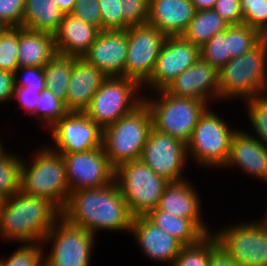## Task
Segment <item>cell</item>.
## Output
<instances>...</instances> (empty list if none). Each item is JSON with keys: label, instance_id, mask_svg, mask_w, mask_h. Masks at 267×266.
I'll return each mask as SVG.
<instances>
[{"label": "cell", "instance_id": "6da1fadb", "mask_svg": "<svg viewBox=\"0 0 267 266\" xmlns=\"http://www.w3.org/2000/svg\"><path fill=\"white\" fill-rule=\"evenodd\" d=\"M61 217L96 236L102 230L129 233L134 216L114 180L107 186L70 192Z\"/></svg>", "mask_w": 267, "mask_h": 266}, {"label": "cell", "instance_id": "7a4b0ae2", "mask_svg": "<svg viewBox=\"0 0 267 266\" xmlns=\"http://www.w3.org/2000/svg\"><path fill=\"white\" fill-rule=\"evenodd\" d=\"M61 217L48 199L21 191L3 198L0 209V238L20 243H43L46 234Z\"/></svg>", "mask_w": 267, "mask_h": 266}, {"label": "cell", "instance_id": "3957f363", "mask_svg": "<svg viewBox=\"0 0 267 266\" xmlns=\"http://www.w3.org/2000/svg\"><path fill=\"white\" fill-rule=\"evenodd\" d=\"M219 99L267 94V37L246 53L231 58L219 71Z\"/></svg>", "mask_w": 267, "mask_h": 266}, {"label": "cell", "instance_id": "277c9868", "mask_svg": "<svg viewBox=\"0 0 267 266\" xmlns=\"http://www.w3.org/2000/svg\"><path fill=\"white\" fill-rule=\"evenodd\" d=\"M34 154L30 164L22 161L20 191L46 198L62 211L70 194L62 154L49 146H43Z\"/></svg>", "mask_w": 267, "mask_h": 266}, {"label": "cell", "instance_id": "5b68a950", "mask_svg": "<svg viewBox=\"0 0 267 266\" xmlns=\"http://www.w3.org/2000/svg\"><path fill=\"white\" fill-rule=\"evenodd\" d=\"M152 128V115L145 101L103 128L102 147L111 166L116 169L122 163L140 159Z\"/></svg>", "mask_w": 267, "mask_h": 266}, {"label": "cell", "instance_id": "8992f818", "mask_svg": "<svg viewBox=\"0 0 267 266\" xmlns=\"http://www.w3.org/2000/svg\"><path fill=\"white\" fill-rule=\"evenodd\" d=\"M155 93L156 98L144 96L152 115L153 128L187 144L200 116L210 105L202 100L173 96L165 90Z\"/></svg>", "mask_w": 267, "mask_h": 266}, {"label": "cell", "instance_id": "52a82bcc", "mask_svg": "<svg viewBox=\"0 0 267 266\" xmlns=\"http://www.w3.org/2000/svg\"><path fill=\"white\" fill-rule=\"evenodd\" d=\"M114 180L133 216L146 215L155 209L170 182L157 175L141 159L118 166L115 169Z\"/></svg>", "mask_w": 267, "mask_h": 266}, {"label": "cell", "instance_id": "ba28073f", "mask_svg": "<svg viewBox=\"0 0 267 266\" xmlns=\"http://www.w3.org/2000/svg\"><path fill=\"white\" fill-rule=\"evenodd\" d=\"M230 127L219 114L208 107L200 116L187 142L188 156L197 165L222 168L227 162L232 136L238 130Z\"/></svg>", "mask_w": 267, "mask_h": 266}, {"label": "cell", "instance_id": "9c48e42d", "mask_svg": "<svg viewBox=\"0 0 267 266\" xmlns=\"http://www.w3.org/2000/svg\"><path fill=\"white\" fill-rule=\"evenodd\" d=\"M141 88L143 87L133 79L110 76L93 95L84 112L103 129L144 101V95L138 93Z\"/></svg>", "mask_w": 267, "mask_h": 266}, {"label": "cell", "instance_id": "30bf717a", "mask_svg": "<svg viewBox=\"0 0 267 266\" xmlns=\"http://www.w3.org/2000/svg\"><path fill=\"white\" fill-rule=\"evenodd\" d=\"M95 237L60 217L43 241L44 245L52 244L50 251L44 255L45 266H90Z\"/></svg>", "mask_w": 267, "mask_h": 266}, {"label": "cell", "instance_id": "8fae6325", "mask_svg": "<svg viewBox=\"0 0 267 266\" xmlns=\"http://www.w3.org/2000/svg\"><path fill=\"white\" fill-rule=\"evenodd\" d=\"M212 233L239 265L267 266V226L261 220L238 221Z\"/></svg>", "mask_w": 267, "mask_h": 266}, {"label": "cell", "instance_id": "7c38bea8", "mask_svg": "<svg viewBox=\"0 0 267 266\" xmlns=\"http://www.w3.org/2000/svg\"><path fill=\"white\" fill-rule=\"evenodd\" d=\"M127 34V61L122 77L137 81L142 87L151 78L166 35L148 23L130 26Z\"/></svg>", "mask_w": 267, "mask_h": 266}, {"label": "cell", "instance_id": "4fadbf2b", "mask_svg": "<svg viewBox=\"0 0 267 266\" xmlns=\"http://www.w3.org/2000/svg\"><path fill=\"white\" fill-rule=\"evenodd\" d=\"M188 158L184 141L154 128L149 133L140 157L157 175L170 182L185 180L182 174Z\"/></svg>", "mask_w": 267, "mask_h": 266}, {"label": "cell", "instance_id": "5bb4252c", "mask_svg": "<svg viewBox=\"0 0 267 266\" xmlns=\"http://www.w3.org/2000/svg\"><path fill=\"white\" fill-rule=\"evenodd\" d=\"M49 131L56 145L50 149L56 153H77L102 147L103 129L85 112L69 111Z\"/></svg>", "mask_w": 267, "mask_h": 266}, {"label": "cell", "instance_id": "9a60e30c", "mask_svg": "<svg viewBox=\"0 0 267 266\" xmlns=\"http://www.w3.org/2000/svg\"><path fill=\"white\" fill-rule=\"evenodd\" d=\"M201 58L200 47L180 36H167L157 57L151 78L145 90H164L183 71Z\"/></svg>", "mask_w": 267, "mask_h": 266}, {"label": "cell", "instance_id": "2e32d148", "mask_svg": "<svg viewBox=\"0 0 267 266\" xmlns=\"http://www.w3.org/2000/svg\"><path fill=\"white\" fill-rule=\"evenodd\" d=\"M66 166L69 191L99 188L114 181L115 169L103 147L77 153L62 154Z\"/></svg>", "mask_w": 267, "mask_h": 266}, {"label": "cell", "instance_id": "e0dca14e", "mask_svg": "<svg viewBox=\"0 0 267 266\" xmlns=\"http://www.w3.org/2000/svg\"><path fill=\"white\" fill-rule=\"evenodd\" d=\"M164 90L173 96L202 100L209 104L215 98L219 99L218 70L200 58Z\"/></svg>", "mask_w": 267, "mask_h": 266}, {"label": "cell", "instance_id": "ac0fdd59", "mask_svg": "<svg viewBox=\"0 0 267 266\" xmlns=\"http://www.w3.org/2000/svg\"><path fill=\"white\" fill-rule=\"evenodd\" d=\"M127 49L126 30H101L82 58L108 77L123 76Z\"/></svg>", "mask_w": 267, "mask_h": 266}, {"label": "cell", "instance_id": "d6986e66", "mask_svg": "<svg viewBox=\"0 0 267 266\" xmlns=\"http://www.w3.org/2000/svg\"><path fill=\"white\" fill-rule=\"evenodd\" d=\"M130 235L134 237L140 246L139 249L141 248L140 250L146 257L148 256V259L157 263H168L170 266L184 246L176 238L152 223L145 215L133 217Z\"/></svg>", "mask_w": 267, "mask_h": 266}, {"label": "cell", "instance_id": "ffe728a7", "mask_svg": "<svg viewBox=\"0 0 267 266\" xmlns=\"http://www.w3.org/2000/svg\"><path fill=\"white\" fill-rule=\"evenodd\" d=\"M238 129L232 136L230 152L223 168L239 167L263 183H267V147L253 134Z\"/></svg>", "mask_w": 267, "mask_h": 266}, {"label": "cell", "instance_id": "44dd1931", "mask_svg": "<svg viewBox=\"0 0 267 266\" xmlns=\"http://www.w3.org/2000/svg\"><path fill=\"white\" fill-rule=\"evenodd\" d=\"M108 76L82 57H73L65 107L68 111L84 112L93 95Z\"/></svg>", "mask_w": 267, "mask_h": 266}, {"label": "cell", "instance_id": "7402d4cb", "mask_svg": "<svg viewBox=\"0 0 267 266\" xmlns=\"http://www.w3.org/2000/svg\"><path fill=\"white\" fill-rule=\"evenodd\" d=\"M195 13L191 0H149L147 23L166 36H180L187 30Z\"/></svg>", "mask_w": 267, "mask_h": 266}, {"label": "cell", "instance_id": "603a6c76", "mask_svg": "<svg viewBox=\"0 0 267 266\" xmlns=\"http://www.w3.org/2000/svg\"><path fill=\"white\" fill-rule=\"evenodd\" d=\"M99 29L83 20L65 14L58 31L54 34L55 49L64 56L83 57L95 42Z\"/></svg>", "mask_w": 267, "mask_h": 266}, {"label": "cell", "instance_id": "cb8c5ba5", "mask_svg": "<svg viewBox=\"0 0 267 266\" xmlns=\"http://www.w3.org/2000/svg\"><path fill=\"white\" fill-rule=\"evenodd\" d=\"M187 180L185 177V180L169 182L157 208L178 217L203 219L201 217L203 208H201L197 188H194V185Z\"/></svg>", "mask_w": 267, "mask_h": 266}, {"label": "cell", "instance_id": "d4e9b609", "mask_svg": "<svg viewBox=\"0 0 267 266\" xmlns=\"http://www.w3.org/2000/svg\"><path fill=\"white\" fill-rule=\"evenodd\" d=\"M56 54L53 34L19 27V67H44Z\"/></svg>", "mask_w": 267, "mask_h": 266}, {"label": "cell", "instance_id": "484cf974", "mask_svg": "<svg viewBox=\"0 0 267 266\" xmlns=\"http://www.w3.org/2000/svg\"><path fill=\"white\" fill-rule=\"evenodd\" d=\"M145 216L184 246L195 244L211 233L206 223L202 221L203 219L178 217L159 210L157 207Z\"/></svg>", "mask_w": 267, "mask_h": 266}, {"label": "cell", "instance_id": "4316f807", "mask_svg": "<svg viewBox=\"0 0 267 266\" xmlns=\"http://www.w3.org/2000/svg\"><path fill=\"white\" fill-rule=\"evenodd\" d=\"M64 15L57 0H25L22 27L54 35Z\"/></svg>", "mask_w": 267, "mask_h": 266}, {"label": "cell", "instance_id": "83f0119b", "mask_svg": "<svg viewBox=\"0 0 267 266\" xmlns=\"http://www.w3.org/2000/svg\"><path fill=\"white\" fill-rule=\"evenodd\" d=\"M229 24L213 9L196 11L183 37L194 45L202 47L217 33L223 32Z\"/></svg>", "mask_w": 267, "mask_h": 266}, {"label": "cell", "instance_id": "f1b7e54d", "mask_svg": "<svg viewBox=\"0 0 267 266\" xmlns=\"http://www.w3.org/2000/svg\"><path fill=\"white\" fill-rule=\"evenodd\" d=\"M73 56L56 54L44 65L46 88L66 102L68 84L72 72Z\"/></svg>", "mask_w": 267, "mask_h": 266}, {"label": "cell", "instance_id": "f546056e", "mask_svg": "<svg viewBox=\"0 0 267 266\" xmlns=\"http://www.w3.org/2000/svg\"><path fill=\"white\" fill-rule=\"evenodd\" d=\"M264 36L256 29L245 24L229 25L227 46L231 58L238 57L254 48Z\"/></svg>", "mask_w": 267, "mask_h": 266}, {"label": "cell", "instance_id": "4dcf8cb0", "mask_svg": "<svg viewBox=\"0 0 267 266\" xmlns=\"http://www.w3.org/2000/svg\"><path fill=\"white\" fill-rule=\"evenodd\" d=\"M23 159L14 153L0 155V196L10 197L20 191L21 165Z\"/></svg>", "mask_w": 267, "mask_h": 266}, {"label": "cell", "instance_id": "1f68e13d", "mask_svg": "<svg viewBox=\"0 0 267 266\" xmlns=\"http://www.w3.org/2000/svg\"><path fill=\"white\" fill-rule=\"evenodd\" d=\"M68 112L64 101L45 88L40 92L37 110L33 116H38L36 118H38L39 123H45L44 125L48 130Z\"/></svg>", "mask_w": 267, "mask_h": 266}, {"label": "cell", "instance_id": "d6a6232c", "mask_svg": "<svg viewBox=\"0 0 267 266\" xmlns=\"http://www.w3.org/2000/svg\"><path fill=\"white\" fill-rule=\"evenodd\" d=\"M211 254V233L199 242L183 246L172 266H209Z\"/></svg>", "mask_w": 267, "mask_h": 266}, {"label": "cell", "instance_id": "836d02e7", "mask_svg": "<svg viewBox=\"0 0 267 266\" xmlns=\"http://www.w3.org/2000/svg\"><path fill=\"white\" fill-rule=\"evenodd\" d=\"M21 245L8 258L0 257V266H45L43 250L46 246L43 243H21Z\"/></svg>", "mask_w": 267, "mask_h": 266}, {"label": "cell", "instance_id": "e575fe53", "mask_svg": "<svg viewBox=\"0 0 267 266\" xmlns=\"http://www.w3.org/2000/svg\"><path fill=\"white\" fill-rule=\"evenodd\" d=\"M243 103L247 104L246 116L248 115V121L257 135L253 136L267 147V94L246 99Z\"/></svg>", "mask_w": 267, "mask_h": 266}, {"label": "cell", "instance_id": "d590c367", "mask_svg": "<svg viewBox=\"0 0 267 266\" xmlns=\"http://www.w3.org/2000/svg\"><path fill=\"white\" fill-rule=\"evenodd\" d=\"M200 55L219 71L231 59L227 46V29L207 41L200 48Z\"/></svg>", "mask_w": 267, "mask_h": 266}, {"label": "cell", "instance_id": "8d00e7d4", "mask_svg": "<svg viewBox=\"0 0 267 266\" xmlns=\"http://www.w3.org/2000/svg\"><path fill=\"white\" fill-rule=\"evenodd\" d=\"M242 23L267 37V0H240Z\"/></svg>", "mask_w": 267, "mask_h": 266}, {"label": "cell", "instance_id": "74e56055", "mask_svg": "<svg viewBox=\"0 0 267 266\" xmlns=\"http://www.w3.org/2000/svg\"><path fill=\"white\" fill-rule=\"evenodd\" d=\"M19 27L9 28L0 38V70L15 73L18 66Z\"/></svg>", "mask_w": 267, "mask_h": 266}, {"label": "cell", "instance_id": "f35d334b", "mask_svg": "<svg viewBox=\"0 0 267 266\" xmlns=\"http://www.w3.org/2000/svg\"><path fill=\"white\" fill-rule=\"evenodd\" d=\"M123 30L130 26L147 23L149 0H121Z\"/></svg>", "mask_w": 267, "mask_h": 266}, {"label": "cell", "instance_id": "ab89813d", "mask_svg": "<svg viewBox=\"0 0 267 266\" xmlns=\"http://www.w3.org/2000/svg\"><path fill=\"white\" fill-rule=\"evenodd\" d=\"M102 15V30H123L121 0H98Z\"/></svg>", "mask_w": 267, "mask_h": 266}, {"label": "cell", "instance_id": "60d3db41", "mask_svg": "<svg viewBox=\"0 0 267 266\" xmlns=\"http://www.w3.org/2000/svg\"><path fill=\"white\" fill-rule=\"evenodd\" d=\"M25 0H0V23L9 28L22 26Z\"/></svg>", "mask_w": 267, "mask_h": 266}, {"label": "cell", "instance_id": "b9f144b4", "mask_svg": "<svg viewBox=\"0 0 267 266\" xmlns=\"http://www.w3.org/2000/svg\"><path fill=\"white\" fill-rule=\"evenodd\" d=\"M20 76H22L21 79ZM14 77L15 86L32 87L38 92H41L46 88L43 67H18L14 73Z\"/></svg>", "mask_w": 267, "mask_h": 266}, {"label": "cell", "instance_id": "7bdbcfd3", "mask_svg": "<svg viewBox=\"0 0 267 266\" xmlns=\"http://www.w3.org/2000/svg\"><path fill=\"white\" fill-rule=\"evenodd\" d=\"M71 14L102 30V15L98 0H77Z\"/></svg>", "mask_w": 267, "mask_h": 266}, {"label": "cell", "instance_id": "ee69618b", "mask_svg": "<svg viewBox=\"0 0 267 266\" xmlns=\"http://www.w3.org/2000/svg\"><path fill=\"white\" fill-rule=\"evenodd\" d=\"M229 25L242 24L240 0H217L213 8Z\"/></svg>", "mask_w": 267, "mask_h": 266}, {"label": "cell", "instance_id": "f6af8a7d", "mask_svg": "<svg viewBox=\"0 0 267 266\" xmlns=\"http://www.w3.org/2000/svg\"><path fill=\"white\" fill-rule=\"evenodd\" d=\"M39 98L40 92L34 90L32 87H14L12 100H16L19 107L23 108L25 113L30 116H33L36 112Z\"/></svg>", "mask_w": 267, "mask_h": 266}, {"label": "cell", "instance_id": "bcb514c9", "mask_svg": "<svg viewBox=\"0 0 267 266\" xmlns=\"http://www.w3.org/2000/svg\"><path fill=\"white\" fill-rule=\"evenodd\" d=\"M209 266H241L230 257L221 245H219L218 240L213 233H211V254Z\"/></svg>", "mask_w": 267, "mask_h": 266}, {"label": "cell", "instance_id": "7dc6e473", "mask_svg": "<svg viewBox=\"0 0 267 266\" xmlns=\"http://www.w3.org/2000/svg\"><path fill=\"white\" fill-rule=\"evenodd\" d=\"M14 73L0 70V102L12 101L15 87Z\"/></svg>", "mask_w": 267, "mask_h": 266}, {"label": "cell", "instance_id": "c3c4849f", "mask_svg": "<svg viewBox=\"0 0 267 266\" xmlns=\"http://www.w3.org/2000/svg\"><path fill=\"white\" fill-rule=\"evenodd\" d=\"M217 0H191L196 11L213 9Z\"/></svg>", "mask_w": 267, "mask_h": 266}, {"label": "cell", "instance_id": "681fc988", "mask_svg": "<svg viewBox=\"0 0 267 266\" xmlns=\"http://www.w3.org/2000/svg\"><path fill=\"white\" fill-rule=\"evenodd\" d=\"M76 3L77 0H57V6L64 14H71Z\"/></svg>", "mask_w": 267, "mask_h": 266}, {"label": "cell", "instance_id": "f907efd6", "mask_svg": "<svg viewBox=\"0 0 267 266\" xmlns=\"http://www.w3.org/2000/svg\"><path fill=\"white\" fill-rule=\"evenodd\" d=\"M9 29L5 24L0 23V38L5 34V32Z\"/></svg>", "mask_w": 267, "mask_h": 266}, {"label": "cell", "instance_id": "816d5d0a", "mask_svg": "<svg viewBox=\"0 0 267 266\" xmlns=\"http://www.w3.org/2000/svg\"><path fill=\"white\" fill-rule=\"evenodd\" d=\"M3 143L1 142V139H0V155H2L6 150H4L5 147H3L2 145Z\"/></svg>", "mask_w": 267, "mask_h": 266}, {"label": "cell", "instance_id": "f5cc1de1", "mask_svg": "<svg viewBox=\"0 0 267 266\" xmlns=\"http://www.w3.org/2000/svg\"><path fill=\"white\" fill-rule=\"evenodd\" d=\"M261 221L267 226V213H266L265 218H262Z\"/></svg>", "mask_w": 267, "mask_h": 266}, {"label": "cell", "instance_id": "db71d44e", "mask_svg": "<svg viewBox=\"0 0 267 266\" xmlns=\"http://www.w3.org/2000/svg\"><path fill=\"white\" fill-rule=\"evenodd\" d=\"M2 201H3V198L0 196V209H1Z\"/></svg>", "mask_w": 267, "mask_h": 266}]
</instances>
